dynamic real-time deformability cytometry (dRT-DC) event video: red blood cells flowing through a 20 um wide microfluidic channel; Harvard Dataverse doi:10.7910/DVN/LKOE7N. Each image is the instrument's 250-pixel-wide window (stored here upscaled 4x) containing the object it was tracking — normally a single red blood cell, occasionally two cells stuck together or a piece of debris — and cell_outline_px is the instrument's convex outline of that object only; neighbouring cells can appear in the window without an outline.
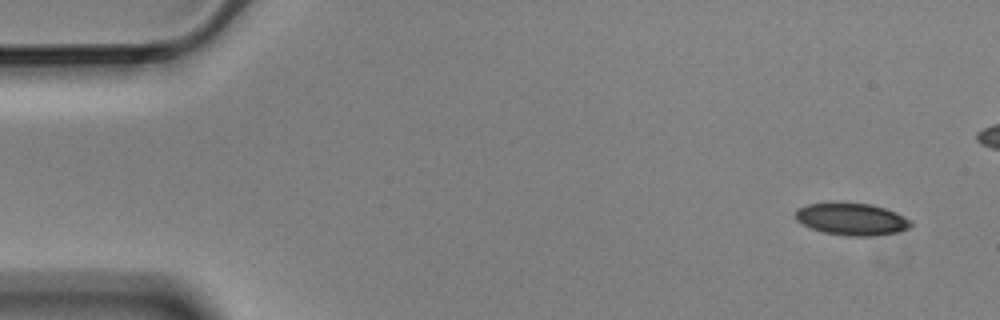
{"species": "Egyptian fruit bat (a non-hibernating species)", "species_latin": "Rousettus aegyptiacus", "temperature_condition": "cold", "stored_images_in_passage": 6, "segment_of_instrument_passage": [2, 2], "camera_frame_rate_fps": 3000, "um_per_image_px": 0.085, "animal": {"sex": "male"}, "frame": {"image": 1, "passage_image": 6, "time_ms": 1.667, "image_size_px": [1000, 320], "cell_outline_px": [[912, 224], [908, 228], [900, 232], [872, 236], [848, 236], [824, 232], [812, 228], [796, 220], [796, 208], [808, 204], [872, 204], [896, 212], [904, 216]], "centroid_in_image_um": [72.42, 18.65], "position_along_channel_um": 12.6, "area_um2": 21.15}}